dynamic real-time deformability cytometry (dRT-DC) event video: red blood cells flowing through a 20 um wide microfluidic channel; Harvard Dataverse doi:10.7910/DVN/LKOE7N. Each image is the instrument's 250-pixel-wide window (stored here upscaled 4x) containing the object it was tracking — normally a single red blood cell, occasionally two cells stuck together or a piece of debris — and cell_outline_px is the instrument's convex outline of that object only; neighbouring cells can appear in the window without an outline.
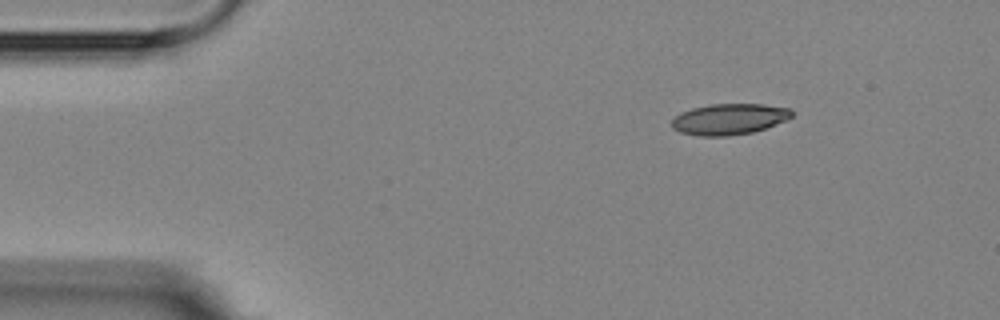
{"species": "Egyptian fruit bat (a non-hibernating species)", "species_latin": "Rousettus aegyptiacus", "temperature_condition": "room temperature", "stored_images_in_passage": 4, "camera_frame_rate_fps": 3000, "um_per_image_px": 0.085, "animal": {"sex": "female"}, "frame": {"image": 1, "passage_image": 1, "time_ms": 0.0, "image_size_px": [1000, 320], "cell_outline_px": [[792, 116], [784, 120], [764, 128], [752, 132], [728, 136], [700, 136], [680, 132], [672, 128], [672, 120], [680, 112], [692, 108], [708, 104], [764, 104], [792, 108]], "centroid_in_image_um": [61.95, 10.11], "position_along_channel_um": 23.0, "area_um2": 21.62}}
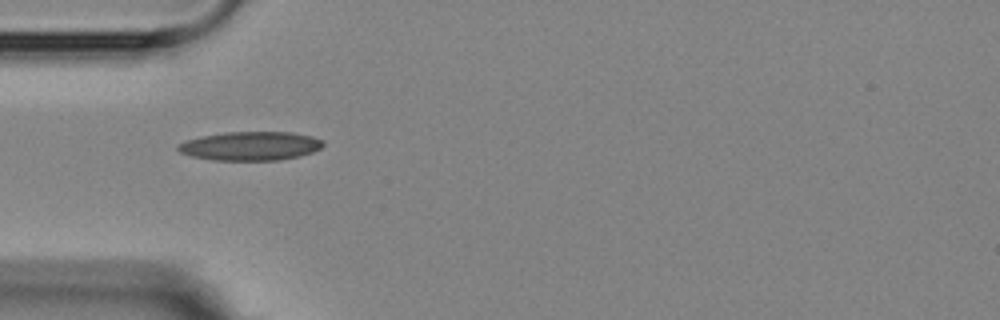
{"frame": {"image": 2, "passage_image": 3, "time_ms": 3.0, "image_size_px": [1000, 320], "cell_outline_px": [[324, 144], [320, 148], [312, 152], [300, 156], [280, 160], [212, 160], [192, 156], [180, 152], [176, 148], [176, 144], [184, 140], [200, 136], [224, 132], [292, 132], [312, 136], [324, 140]], "centroid_in_image_um": [21.26, 12.4], "position_along_channel_um": 63.7, "area_um2": 24.62}}
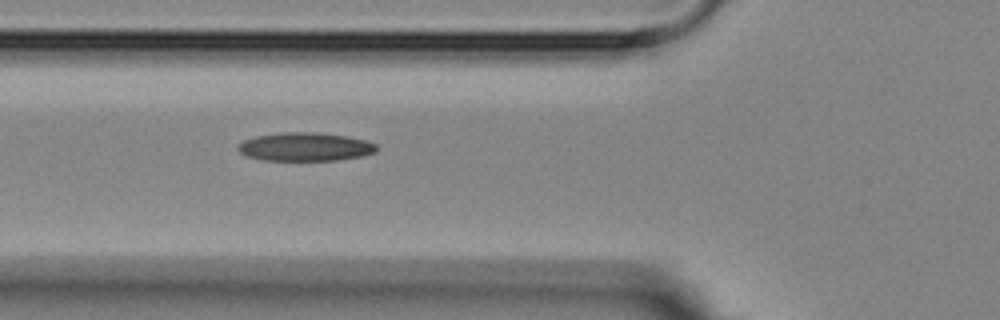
{"frame": {"image": 3, "passage_image": 4, "time_ms": 4.0, "image_size_px": [1000, 320], "cell_outline_px": [[376, 152], [360, 156], [336, 160], [260, 160], [248, 156], [240, 152], [236, 148], [244, 140], [256, 136], [280, 132], [316, 132], [348, 136], [364, 140], [376, 144]], "centroid_in_image_um": [25.92, 12.47], "position_along_channel_um": 99.9, "area_um2": 22.89}}